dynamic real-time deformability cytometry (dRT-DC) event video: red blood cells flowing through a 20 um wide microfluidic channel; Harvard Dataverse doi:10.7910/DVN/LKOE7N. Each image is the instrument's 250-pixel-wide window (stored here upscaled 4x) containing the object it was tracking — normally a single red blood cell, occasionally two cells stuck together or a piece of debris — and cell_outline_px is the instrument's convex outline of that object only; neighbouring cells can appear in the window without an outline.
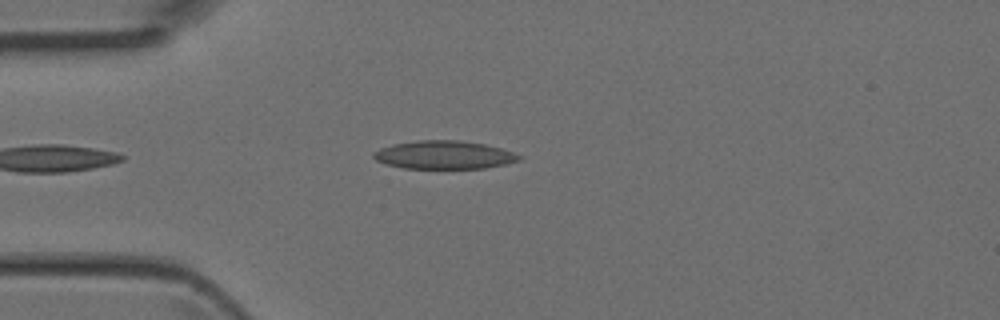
{"species": "Egyptian fruit bat (a non-hibernating species)", "species_latin": "Rousettus aegyptiacus", "temperature_condition": "room temperature", "stored_images_in_passage": 3, "camera_frame_rate_fps": 3000, "um_per_image_px": 0.085, "animal": {"sex": "female"}, "frame": {"image": 1, "passage_image": 3, "time_ms": 0.667, "image_size_px": [1000, 320], "cell_outline_px": [[524, 156], [520, 160], [508, 164], [484, 168], [404, 168], [388, 164], [376, 160], [372, 156], [372, 152], [380, 148], [392, 144], [416, 140], [460, 140], [484, 144], [500, 148]], "centroid_in_image_um": [37.76, 13.16], "position_along_channel_um": 47.2, "area_um2": 23.99}}